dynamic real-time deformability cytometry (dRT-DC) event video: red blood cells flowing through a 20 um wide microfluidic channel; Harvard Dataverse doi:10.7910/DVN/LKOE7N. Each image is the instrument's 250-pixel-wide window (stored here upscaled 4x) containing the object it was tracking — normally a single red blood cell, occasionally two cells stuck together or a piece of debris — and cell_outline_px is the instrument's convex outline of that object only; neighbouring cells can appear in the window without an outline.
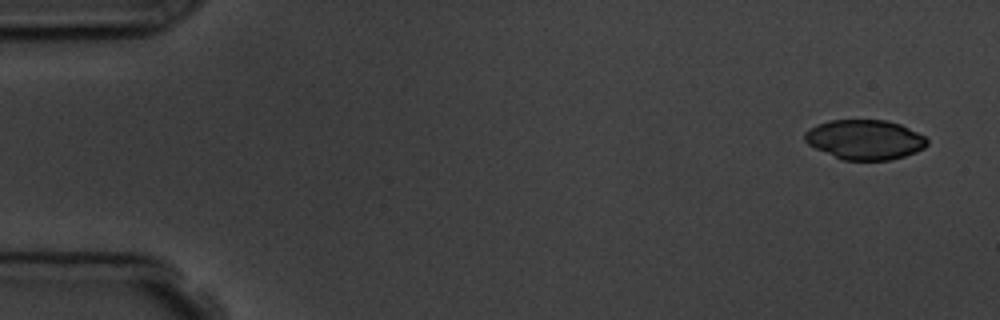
{"species": "common noctule bat (a hibernating species)", "species_latin": "Nyctalus noctula", "temperature_condition": "room temperature", "stored_images_in_passage": 7, "camera_frame_rate_fps": 3000, "um_per_image_px": 0.085, "animal": {"sex": "male", "body_mass_g": 19.5, "forearm_length_mm": 54.6}, "frame": {"image": 1, "passage_image": 1, "time_ms": 0.0, "image_size_px": [1000, 320], "cell_outline_px": [[928, 144], [924, 148], [916, 152], [904, 156], [888, 160], [840, 160], [808, 144], [804, 140], [804, 132], [816, 124], [828, 120], [888, 120], [900, 124], [924, 136], [928, 140]], "centroid_in_image_um": [73.49, 11.86], "position_along_channel_um": 11.5, "area_um2": 28.44}}